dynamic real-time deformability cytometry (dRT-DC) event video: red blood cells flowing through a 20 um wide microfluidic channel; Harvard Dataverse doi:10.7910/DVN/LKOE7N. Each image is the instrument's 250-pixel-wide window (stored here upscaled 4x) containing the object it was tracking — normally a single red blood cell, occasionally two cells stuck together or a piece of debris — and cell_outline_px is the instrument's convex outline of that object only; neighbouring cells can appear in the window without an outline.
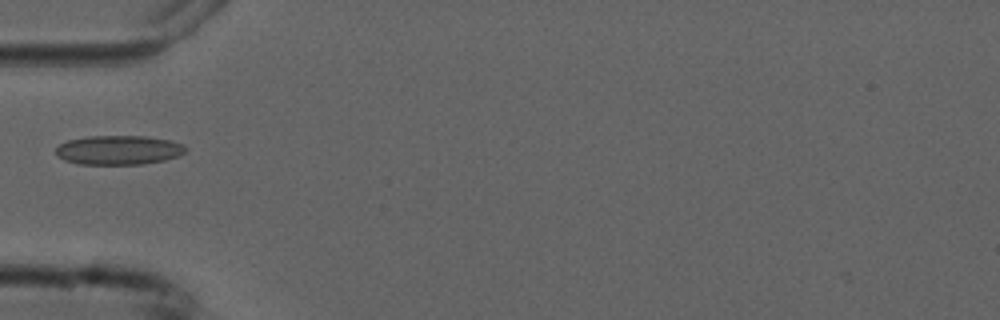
{"species": "common noctule bat (a hibernating species)", "species_latin": "Nyctalus noctula", "temperature_condition": "cold", "stored_images_in_passage": 7, "camera_frame_rate_fps": 3000, "um_per_image_px": 0.085, "animal": {"sex": "male", "forearm_length_mm": 52.5}, "frame": {"image": 1, "passage_image": 5, "time_ms": 4.667, "image_size_px": [1000, 320], "cell_outline_px": [[188, 148], [184, 152], [176, 156], [164, 160], [144, 164], [80, 164], [64, 160], [56, 156], [56, 148], [60, 144], [68, 140], [88, 136], [144, 136], [172, 140], [184, 144]], "centroid_in_image_um": [10.09, 12.75], "position_along_channel_um": 74.9, "area_um2": 22.2}}
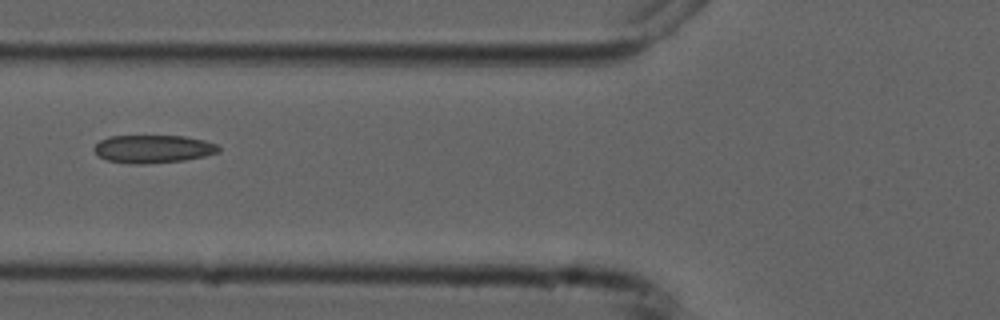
{"frame": {"image": 2, "passage_image": 6, "time_ms": 5.667, "image_size_px": [1000, 320], "cell_outline_px": [[220, 152], [204, 156], [184, 160], [144, 164], [136, 164], [108, 160], [100, 156], [92, 148], [100, 140], [108, 136], [184, 136], [204, 140], [216, 144], [220, 148]], "centroid_in_image_um": [13.02, 12.65], "position_along_channel_um": 112.8, "area_um2": 20.17}}
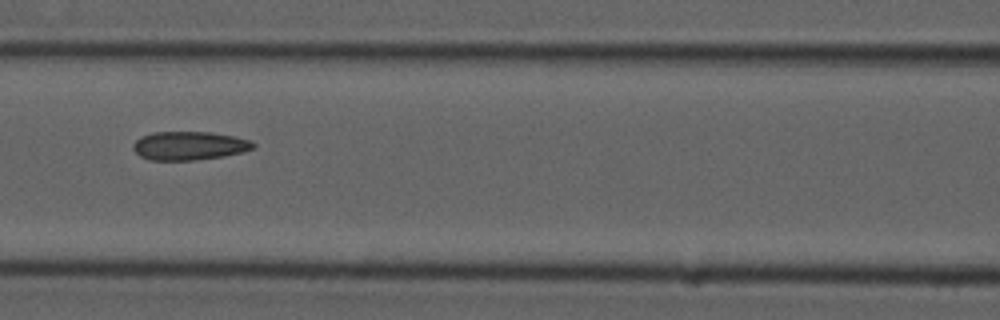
{"frame": {"image": 3, "passage_image": 7, "time_ms": 6.667, "image_size_px": [1000, 320], "cell_outline_px": [[256, 148], [244, 152], [224, 156], [196, 160], [148, 160], [140, 156], [132, 148], [132, 144], [140, 136], [152, 132], [212, 132], [252, 140], [256, 144]], "centroid_in_image_um": [16.1, 12.39], "position_along_channel_um": 150.5, "area_um2": 20.29}}